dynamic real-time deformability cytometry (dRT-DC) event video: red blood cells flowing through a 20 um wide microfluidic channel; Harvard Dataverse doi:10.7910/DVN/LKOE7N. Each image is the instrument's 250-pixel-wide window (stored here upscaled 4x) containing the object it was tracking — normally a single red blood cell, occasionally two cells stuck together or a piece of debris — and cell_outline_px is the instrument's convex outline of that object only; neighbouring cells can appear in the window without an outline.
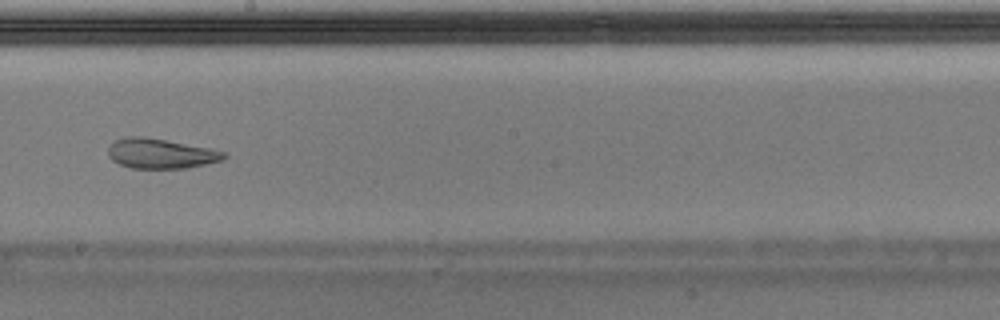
{"species": "Egyptian fruit bat (a non-hibernating species)", "species_latin": "Rousettus aegyptiacus", "temperature_condition": "warm", "stored_images_in_passage": 40, "segment_of_instrument_passage": [1, 2], "camera_frame_rate_fps": 3000, "um_per_image_px": 0.085, "animal": {"sex": "male"}, "frame": {"image": 1, "passage_image": 23, "time_ms": 7.333, "image_size_px": [1000, 320], "cell_outline_px": [[228, 156], [224, 160], [188, 168], [132, 168], [120, 164], [112, 160], [108, 156], [108, 144], [112, 140], [124, 136], [144, 136], [208, 148], [228, 152]], "centroid_in_image_um": [13.64, 13.04], "position_along_channel_um": 234.6, "area_um2": 20.46}}